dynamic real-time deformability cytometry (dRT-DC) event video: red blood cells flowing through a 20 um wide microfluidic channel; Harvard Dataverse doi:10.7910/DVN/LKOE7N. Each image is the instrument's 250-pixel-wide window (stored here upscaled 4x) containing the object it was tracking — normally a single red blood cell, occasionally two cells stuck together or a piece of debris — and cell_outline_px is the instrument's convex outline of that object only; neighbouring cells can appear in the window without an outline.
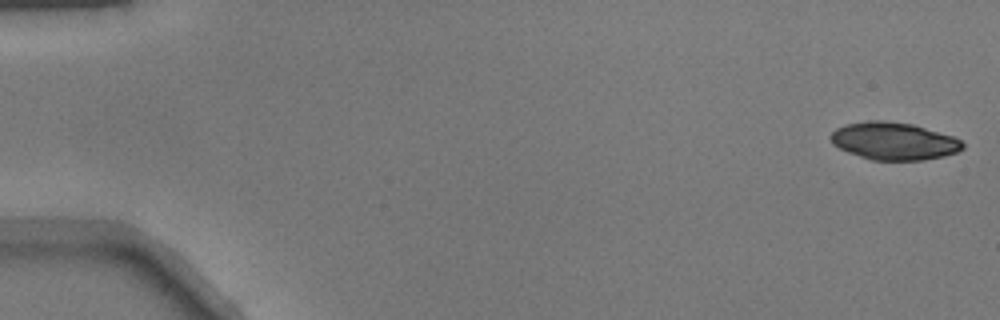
{"species": "common noctule bat (a hibernating species)", "species_latin": "Nyctalus noctula", "temperature_condition": "warm", "stored_images_in_passage": 50, "camera_frame_rate_fps": 3000, "um_per_image_px": 0.085, "animal": {"sex": "male", "body_mass_g": 17.9}, "frame": {"image": 1, "passage_image": 1, "time_ms": 0.0, "image_size_px": [1000, 320], "cell_outline_px": [[964, 148], [956, 152], [944, 156], [924, 160], [872, 160], [848, 152], [832, 144], [832, 132], [836, 128], [844, 124], [868, 120], [888, 120], [912, 124], [952, 136], [960, 140], [964, 144]], "centroid_in_image_um": [75.97, 11.98], "position_along_channel_um": 9.0, "area_um2": 28.78}}
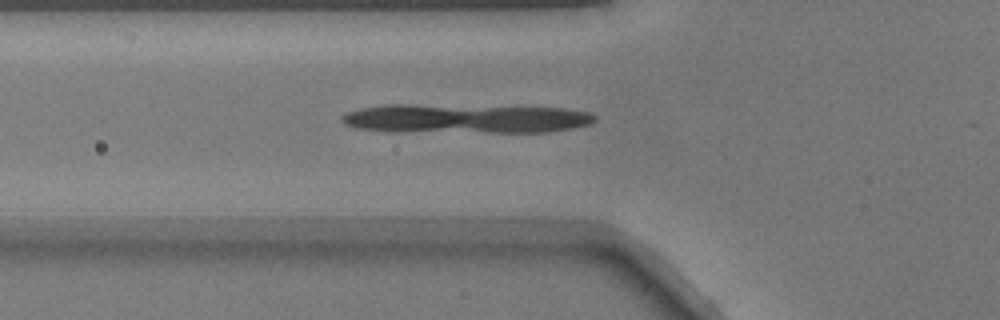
{"frame": {"image": 2, "passage_image": 18, "time_ms": 5.667, "image_size_px": [1000, 320], "cell_outline_px": [[596, 120], [588, 124], [572, 128], [548, 132], [488, 132], [356, 128], [344, 124], [340, 120], [340, 116], [348, 112], [360, 108], [384, 104], [520, 104], [564, 108], [588, 112], [596, 116]], "centroid_in_image_um": [39.73, 10.01], "position_along_channel_um": 86.1, "area_um2": 43.75}}
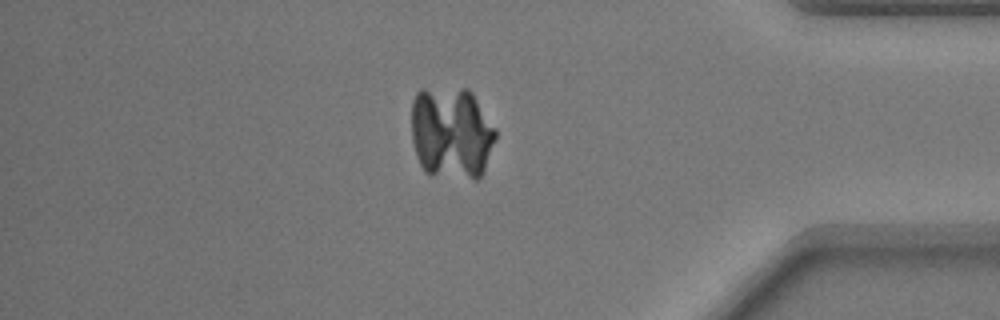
{"frame": {"image": 3, "passage_image": 43, "time_ms": 14.0, "image_size_px": [1000, 320], "cell_outline_px": [[496, 140], [484, 172], [476, 180], [424, 172], [416, 156], [412, 140], [412, 100], [416, 92], [420, 88], [468, 88], [472, 92], [496, 128]], "centroid_in_image_um": [38.38, 11.27], "position_along_channel_um": 396.8, "area_um2": 46.01}}